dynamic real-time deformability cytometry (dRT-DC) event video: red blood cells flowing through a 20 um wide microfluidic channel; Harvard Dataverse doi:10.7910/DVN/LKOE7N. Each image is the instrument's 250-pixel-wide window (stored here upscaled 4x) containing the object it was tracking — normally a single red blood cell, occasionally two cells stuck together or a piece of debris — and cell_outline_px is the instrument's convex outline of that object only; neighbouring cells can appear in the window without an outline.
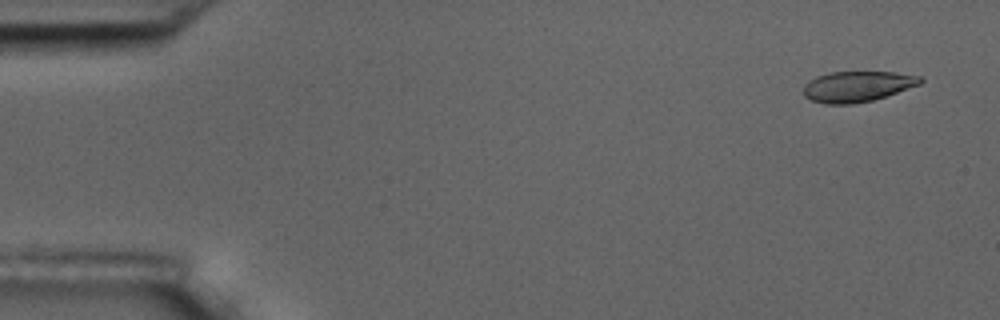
{"species": "common noctule bat (a hibernating species)", "species_latin": "Nyctalus noctula", "temperature_condition": "room temperature", "stored_images_in_passage": 4, "camera_frame_rate_fps": 3000, "um_per_image_px": 0.085, "animal": {"sex": "male", "body_mass_g": 17.5, "forearm_length_mm": 52.3}, "frame": {"image": 1, "passage_image": 1, "time_ms": 0.0, "image_size_px": [1000, 320], "cell_outline_px": [[924, 80], [920, 84], [872, 100], [852, 104], [824, 104], [812, 100], [804, 96], [804, 84], [816, 76], [832, 72], [896, 72], [920, 76]], "centroid_in_image_um": [72.85, 7.34], "position_along_channel_um": 12.1, "area_um2": 20.69}}
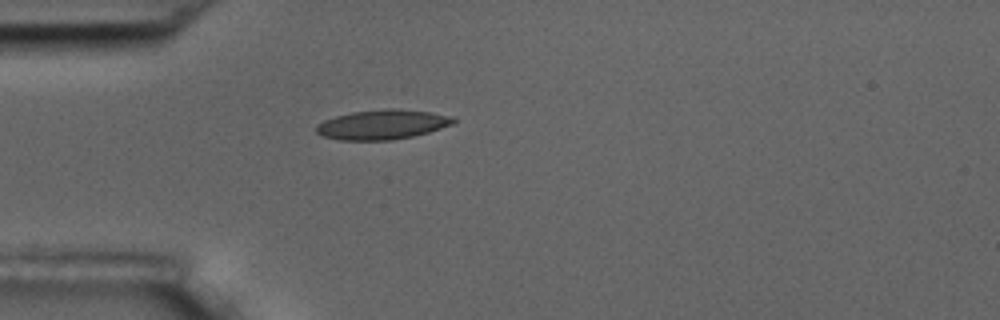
{"frame": {"image": 2, "passage_image": 4, "time_ms": 4.333, "image_size_px": [1000, 320], "cell_outline_px": [[456, 120], [452, 124], [428, 132], [412, 136], [392, 140], [340, 140], [324, 136], [316, 132], [316, 124], [324, 120], [336, 116], [352, 112], [388, 108], [392, 108], [428, 112], [444, 116]], "centroid_in_image_um": [32.42, 10.59], "position_along_channel_um": 52.6, "area_um2": 23.24}}